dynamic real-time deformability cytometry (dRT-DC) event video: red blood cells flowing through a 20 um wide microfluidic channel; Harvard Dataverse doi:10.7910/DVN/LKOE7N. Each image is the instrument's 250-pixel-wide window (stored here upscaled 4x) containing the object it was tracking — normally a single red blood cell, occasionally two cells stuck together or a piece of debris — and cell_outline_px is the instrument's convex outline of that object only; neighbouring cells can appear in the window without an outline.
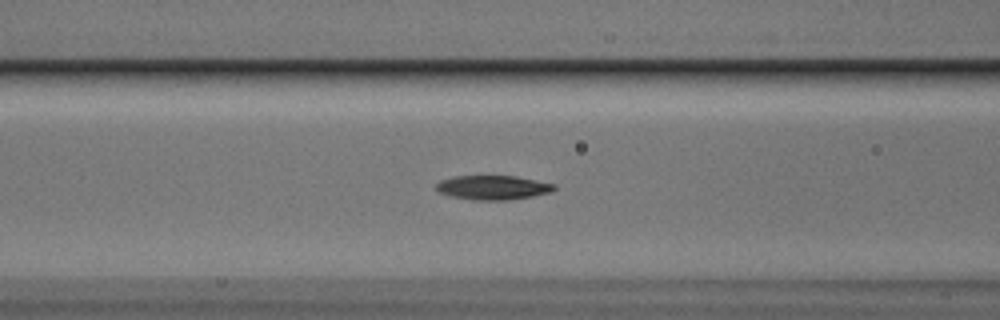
{"species": "Egyptian fruit bat (a non-hibernating species)", "species_latin": "Rousettus aegyptiacus", "temperature_condition": "cold", "stored_images_in_passage": 41, "camera_frame_rate_fps": 3000, "um_per_image_px": 0.085, "animal": {"sex": "male"}, "frame": {"image": 1, "passage_image": 12, "time_ms": 3.667, "image_size_px": [1000, 320], "cell_outline_px": [[556, 188], [552, 192], [532, 196], [508, 200], [472, 200], [452, 196], [436, 192], [436, 184], [440, 180], [452, 176], [516, 176], [556, 184]], "centroid_in_image_um": [41.88, 15.94], "position_along_channel_um": 124.7, "area_um2": 16.82}}
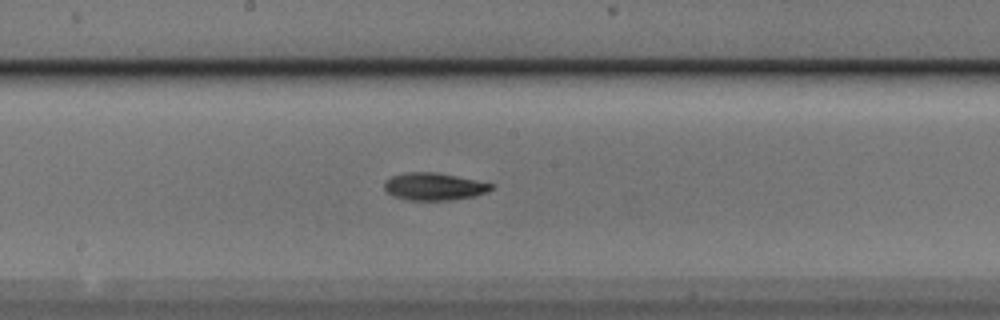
{"frame": {"image": 2, "passage_image": 19, "time_ms": 6.0, "image_size_px": [1000, 320], "cell_outline_px": [[496, 184], [488, 192], [476, 196], [452, 200], [408, 200], [392, 196], [384, 188], [384, 180], [392, 176], [408, 172], [436, 172]], "centroid_in_image_um": [36.91, 15.86], "position_along_channel_um": 211.3, "area_um2": 17.22}}
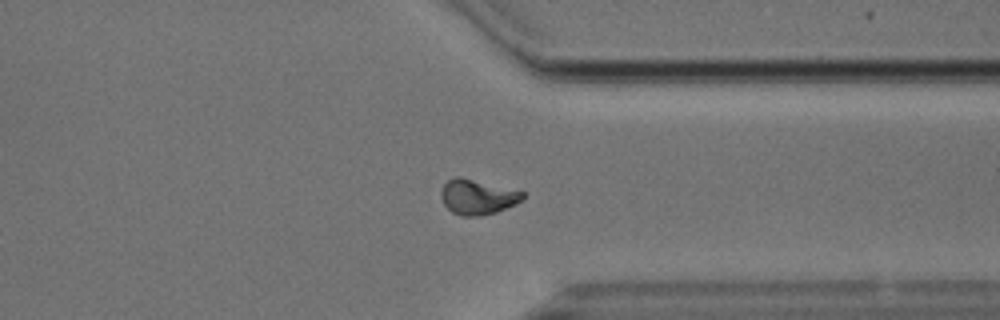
{"frame": {"image": 3, "passage_image": 32, "time_ms": 10.333, "image_size_px": [1000, 320], "cell_outline_px": [[524, 196], [516, 204], [496, 212], [480, 216], [460, 216], [452, 212], [444, 204], [440, 196], [440, 192], [444, 184], [452, 176], [460, 176], [524, 192]], "centroid_in_image_um": [40.54, 16.74], "position_along_channel_um": 370.9, "area_um2": 16.65}, "authors_computed_cell_mechanics": {"area_um2": 16.8198, "velocity_mm_per_s": 3.7071, "shape_relaxation_time_tau1_ms": 3.5516, "shape_relaxation_time_tau2_ms": 5.2251, "deformation_change_tau1": 0.1147, "deformation_change_tau2": 0.1123}}